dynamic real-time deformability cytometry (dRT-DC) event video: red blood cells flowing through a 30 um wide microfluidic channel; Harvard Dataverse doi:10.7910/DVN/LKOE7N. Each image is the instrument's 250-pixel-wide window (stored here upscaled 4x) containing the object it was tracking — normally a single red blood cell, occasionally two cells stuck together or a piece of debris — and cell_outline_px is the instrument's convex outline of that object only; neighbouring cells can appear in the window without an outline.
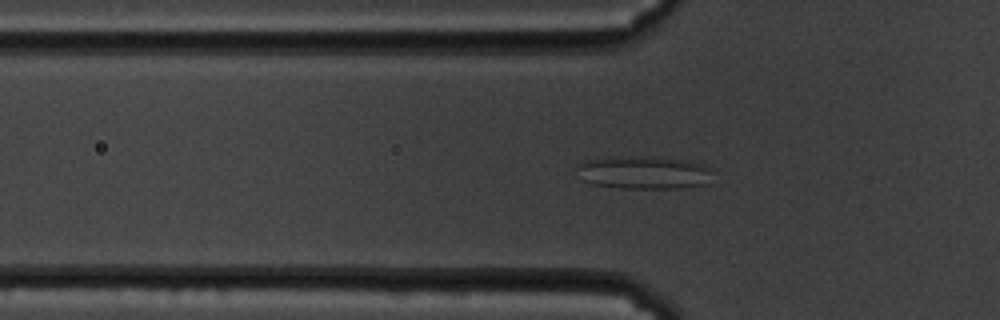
{"species": "common noctule bat (a hibernating species)", "species_latin": "Nyctalus noctula", "temperature_condition": "cold", "stored_images_in_passage": 60, "camera_frame_rate_fps": 3000, "um_per_image_px": 0.085, "animal": {"sex": "male", "body_mass_g": 19.5, "forearm_length_mm": 54.6}, "frame": {"image": 1, "passage_image": 19, "time_ms": 6.0, "image_size_px": [1000, 320], "cell_outline_px": [[712, 184], [680, 188], [620, 188], [592, 184], [580, 180], [576, 168], [576, 164], [584, 160], [612, 156], [652, 156], [688, 160], [704, 164], [712, 168]], "centroid_in_image_um": [54.74, 14.65], "position_along_channel_um": 71.1, "area_um2": 27.11}}
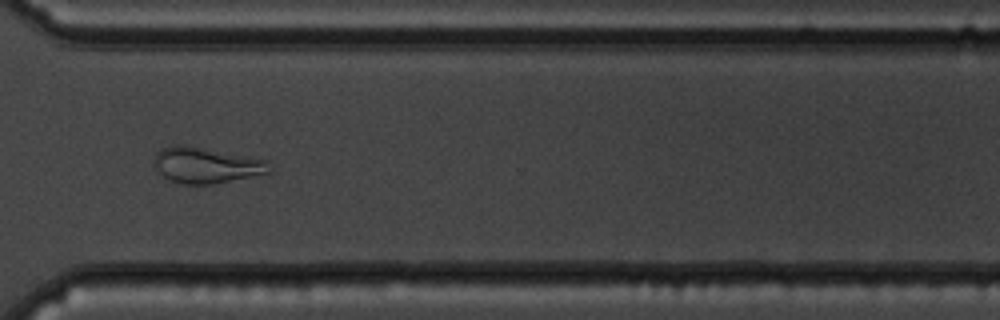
{"frame": {"image": 2, "passage_image": 44, "time_ms": 14.333, "image_size_px": [1000, 320], "cell_outline_px": [[272, 172], [268, 176], [212, 184], [184, 184], [172, 180], [164, 176], [152, 164], [152, 160], [156, 152], [160, 148], [172, 144], [184, 144], [268, 160]], "centroid_in_image_um": [17.6, 14.05], "position_along_channel_um": 353.0, "area_um2": 24.85}}
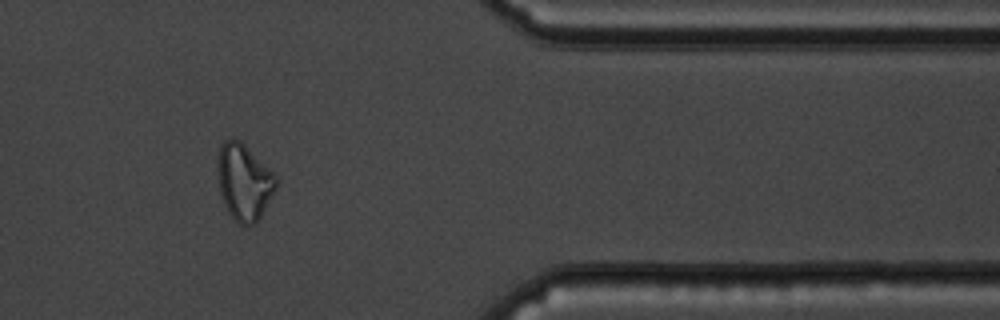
{"frame": {"image": 3, "passage_image": 49, "time_ms": 16.0, "image_size_px": [1000, 320], "cell_outline_px": [[276, 188], [260, 220], [256, 224], [240, 224], [228, 212], [224, 204], [220, 192], [216, 168], [216, 160], [220, 144], [228, 136], [240, 140], [276, 176]], "centroid_in_image_um": [20.71, 15.44], "position_along_channel_um": 390.7, "area_um2": 26.18}, "authors_computed_cell_mechanics": {"area_um2": 26.5302, "velocity_mm_per_s": 3.3797, "shape_relaxation_time_tau1_ms": null, "shape_relaxation_time_tau2_ms": 2.0414, "deformation_change_tau1": null, "deformation_change_tau2": 0.1135}}